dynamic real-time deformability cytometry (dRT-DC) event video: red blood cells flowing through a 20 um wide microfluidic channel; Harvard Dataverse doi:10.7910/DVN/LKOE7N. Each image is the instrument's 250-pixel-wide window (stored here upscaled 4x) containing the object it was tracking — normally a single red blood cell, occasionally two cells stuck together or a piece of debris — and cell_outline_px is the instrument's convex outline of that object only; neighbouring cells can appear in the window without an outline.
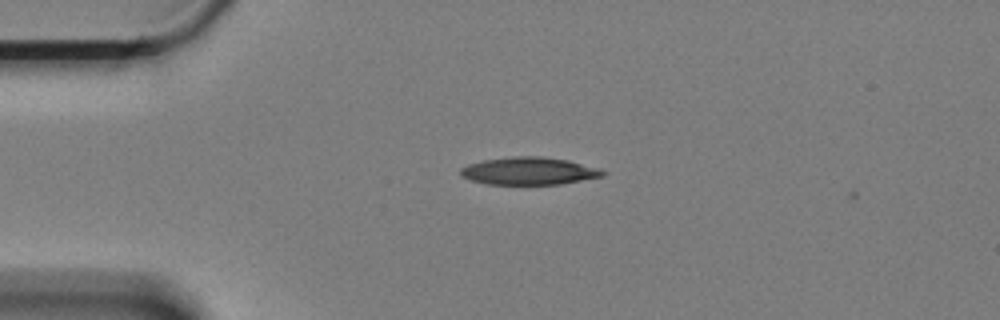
{"species": "Egyptian fruit bat (a non-hibernating species)", "species_latin": "Rousettus aegyptiacus", "temperature_condition": "cold", "stored_images_in_passage": 3, "camera_frame_rate_fps": 3000, "um_per_image_px": 0.085, "animal": {"sex": "female"}, "frame": {"image": 1, "passage_image": 2, "time_ms": 0.333, "image_size_px": [1000, 320], "cell_outline_px": [[608, 172], [604, 176], [560, 184], [488, 184], [468, 180], [460, 176], [460, 168], [468, 164], [484, 160], [512, 156], [540, 156], [568, 160], [600, 168]], "centroid_in_image_um": [44.96, 14.53], "position_along_channel_um": 40.0, "area_um2": 23.0}}